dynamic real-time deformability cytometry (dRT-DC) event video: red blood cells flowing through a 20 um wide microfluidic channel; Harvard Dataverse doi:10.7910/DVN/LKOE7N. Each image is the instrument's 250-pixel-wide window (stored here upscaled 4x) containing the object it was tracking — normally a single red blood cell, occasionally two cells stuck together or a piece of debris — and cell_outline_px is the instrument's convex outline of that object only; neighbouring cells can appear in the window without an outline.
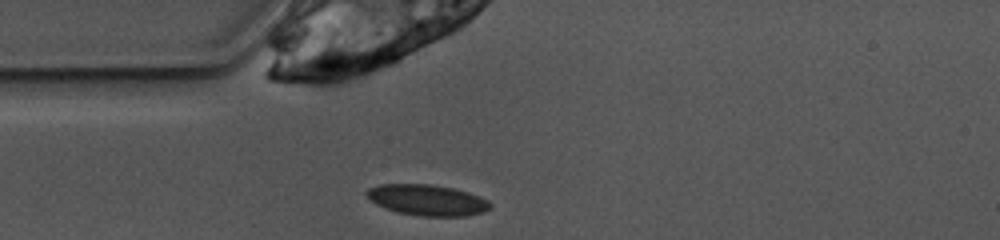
{"species": "common noctule bat (a hibernating species)", "species_latin": "Nyctalus noctula", "temperature_condition": "warm", "stored_images_in_passage": 39, "camera_frame_rate_fps": 3000, "um_per_image_px": 0.085, "animal": {"sex": "female", "body_mass_g": 10.0, "forearm_length_mm": 53.1}, "frame": {"image": 1, "passage_image": 1, "time_ms": 0.0, "image_size_px": [1000, 240], "cell_outline_px": [[492, 204], [484, 212], [464, 216], [420, 216], [396, 212], [384, 208], [376, 204], [364, 192], [368, 188], [380, 184], [432, 184], [452, 188], [468, 192], [480, 196], [488, 200]], "centroid_in_image_um": [36.3, 17.0], "position_along_channel_um": 48.7, "area_um2": 22.31}}
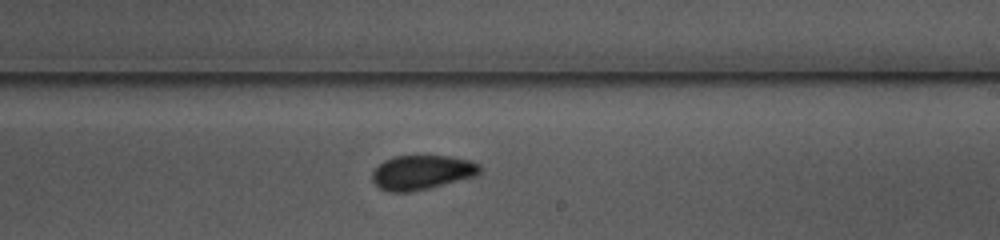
{"frame": {"image": 2, "passage_image": 17, "time_ms": 5.333, "image_size_px": [1000, 240], "cell_outline_px": [[480, 172], [476, 176], [412, 192], [388, 192], [380, 188], [372, 180], [372, 172], [384, 160], [396, 156], [448, 156], [468, 160], [480, 164]], "centroid_in_image_um": [35.85, 14.66], "position_along_channel_um": 253.2, "area_um2": 21.44}}
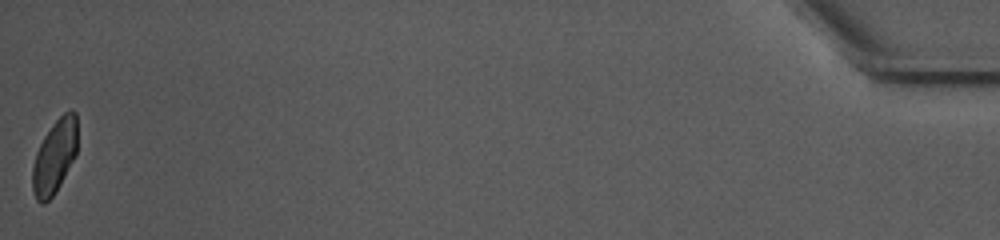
{"frame": {"image": 3, "passage_image": 39, "time_ms": 12.667, "image_size_px": [1000, 240], "cell_outline_px": [[76, 156], [60, 184], [52, 196], [44, 204], [40, 204], [36, 200], [32, 188], [32, 164], [36, 152], [44, 136], [52, 124], [64, 112], [72, 108], [76, 112]], "centroid_in_image_um": [4.63, 13.3], "position_along_channel_um": 430.6, "area_um2": 19.36}, "authors_computed_cell_mechanics": {"area_um2": 20.7502, "velocity_mm_per_s": 3.9001, "shape_relaxation_time_tau1_ms": 2.3335, "shape_relaxation_time_tau2_ms": 2.5656, "deformation_change_tau1": 0.1018, "deformation_change_tau2": 0.044}}